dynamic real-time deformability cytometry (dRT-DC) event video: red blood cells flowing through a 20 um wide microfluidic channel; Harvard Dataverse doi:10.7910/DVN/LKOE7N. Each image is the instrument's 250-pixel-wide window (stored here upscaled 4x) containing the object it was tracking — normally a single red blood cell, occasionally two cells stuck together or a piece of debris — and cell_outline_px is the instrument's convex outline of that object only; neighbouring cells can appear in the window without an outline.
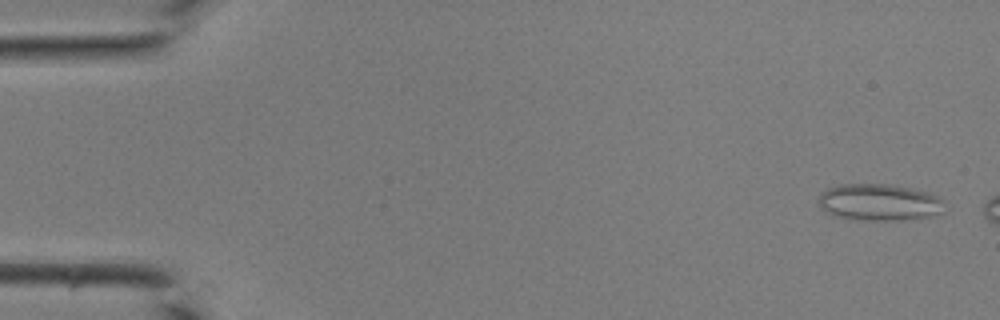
{"species": "common noctule bat (a hibernating species)", "species_latin": "Nyctalus noctula", "temperature_condition": "room temperature", "stored_images_in_passage": 9, "camera_frame_rate_fps": 3000, "um_per_image_px": 0.085, "animal": {"sex": "male", "body_mass_g": 19.0, "forearm_length_mm": 50.8}, "frame": {"image": 1, "passage_image": 2, "time_ms": 0.333, "image_size_px": [1000, 320], "cell_outline_px": [[944, 212], [932, 216], [904, 220], [852, 220], [832, 216], [824, 212], [820, 208], [816, 200], [820, 192], [828, 188], [840, 184], [892, 184], [912, 188], [928, 192], [936, 196], [940, 200]], "centroid_in_image_um": [74.64, 17.2], "position_along_channel_um": 10.4, "area_um2": 27.51}}